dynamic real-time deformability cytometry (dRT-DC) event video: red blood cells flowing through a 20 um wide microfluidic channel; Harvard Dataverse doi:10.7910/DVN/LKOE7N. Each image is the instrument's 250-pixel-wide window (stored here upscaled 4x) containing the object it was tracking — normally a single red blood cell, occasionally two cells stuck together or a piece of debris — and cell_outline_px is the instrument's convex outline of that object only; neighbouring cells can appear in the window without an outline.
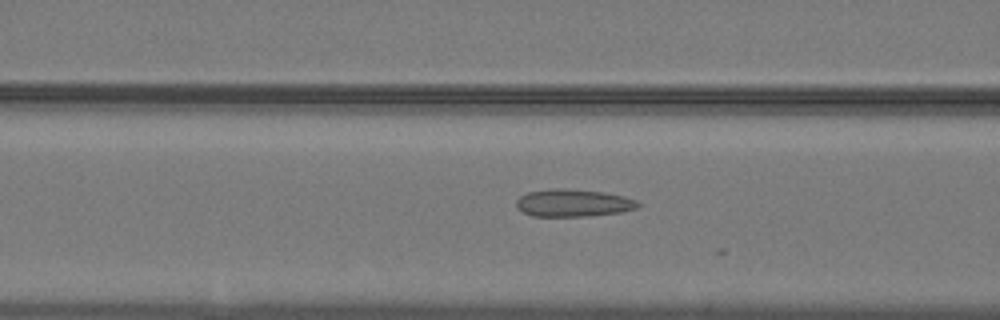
{"species": "common noctule bat (a hibernating species)", "species_latin": "Nyctalus noctula", "temperature_condition": "warm", "stored_images_in_passage": 19, "camera_frame_rate_fps": 3000, "um_per_image_px": 0.085, "animal": {"sex": "male", "body_mass_g": 19.2, "forearm_length_mm": 51.8}, "frame": {"image": 1, "passage_image": 16, "time_ms": 5.0, "image_size_px": [1000, 320], "cell_outline_px": [[640, 204], [636, 208], [620, 212], [588, 216], [532, 216], [516, 208], [516, 200], [520, 196], [528, 192], [552, 188], [560, 188], [604, 192], [624, 196], [636, 200]], "centroid_in_image_um": [48.7, 17.25], "position_along_channel_um": 117.9, "area_um2": 19.42}}